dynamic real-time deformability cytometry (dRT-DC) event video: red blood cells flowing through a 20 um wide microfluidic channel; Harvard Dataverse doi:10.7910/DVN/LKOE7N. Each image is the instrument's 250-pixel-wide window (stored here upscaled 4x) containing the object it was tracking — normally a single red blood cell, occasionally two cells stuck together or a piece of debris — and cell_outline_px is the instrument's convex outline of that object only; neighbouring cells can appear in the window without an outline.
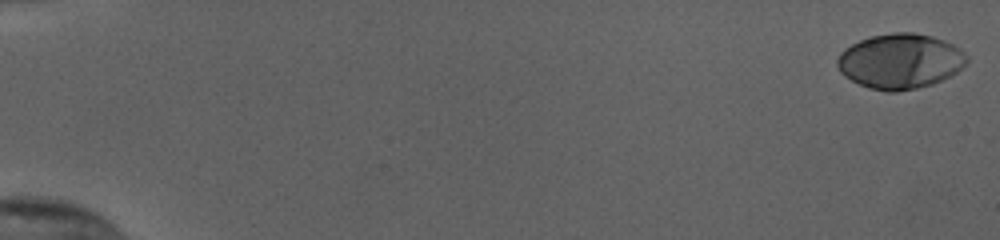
{"species": "human", "species_latin": "Homo sapiens", "temperature_condition": "cold", "stored_images_in_passage": 49, "camera_frame_rate_fps": 3000, "um_per_image_px": 0.085, "donor": {"sex": "female"}, "frame": {"image": 1, "passage_image": 1, "time_ms": 0.0, "image_size_px": [1000, 240], "cell_outline_px": [[968, 60], [956, 72], [932, 84], [916, 88], [896, 92], [888, 92], [868, 88], [844, 76], [840, 72], [836, 64], [836, 60], [840, 52], [844, 48], [860, 40], [872, 36], [896, 32], [912, 32], [932, 36], [944, 40], [960, 48], [968, 56]], "centroid_in_image_um": [76.49, 5.2], "position_along_channel_um": 8.5, "area_um2": 41.5}}
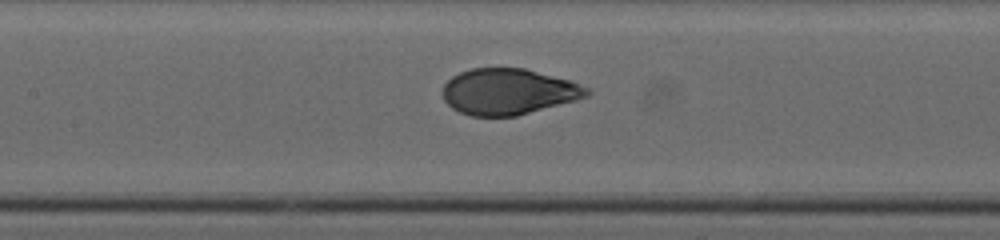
{"frame": {"image": 2, "passage_image": 28, "time_ms": 9.0, "image_size_px": [1000, 240], "cell_outline_px": [[592, 92], [588, 96], [576, 100], [516, 116], [472, 116], [460, 112], [452, 108], [444, 100], [440, 92], [444, 84], [452, 76], [460, 72], [472, 68], [524, 68], [568, 80], [588, 88]], "centroid_in_image_um": [43.17, 7.79], "position_along_channel_um": 164.2, "area_um2": 38.61}}
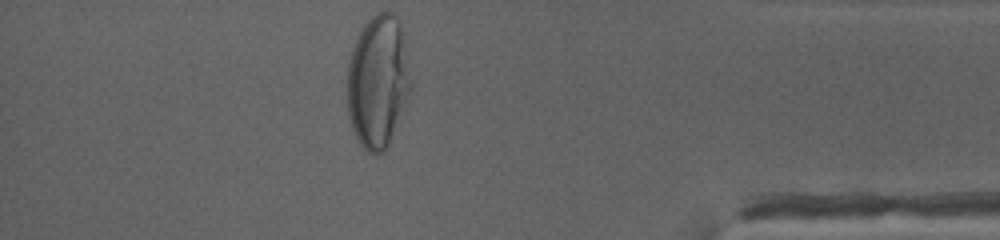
{"frame": {"image": 3, "passage_image": 49, "time_ms": 16.0, "image_size_px": [1000, 240], "cell_outline_px": [[412, 88], [388, 144], [384, 152], [368, 152], [360, 144], [352, 128], [348, 116], [348, 60], [352, 48], [364, 24], [376, 12], [392, 12], [400, 20], [412, 84]], "centroid_in_image_um": [32.12, 6.89], "position_along_channel_um": 403.1, "area_um2": 48.84}, "authors_computed_cell_mechanics": {"area_um2": 39.9976, "velocity_mm_per_s": 3.8257, "shape_relaxation_time_tau1_ms": 4.0288, "shape_relaxation_time_tau2_ms": null, "deformation_change_tau1": 0.2111, "deformation_change_tau2": null}}